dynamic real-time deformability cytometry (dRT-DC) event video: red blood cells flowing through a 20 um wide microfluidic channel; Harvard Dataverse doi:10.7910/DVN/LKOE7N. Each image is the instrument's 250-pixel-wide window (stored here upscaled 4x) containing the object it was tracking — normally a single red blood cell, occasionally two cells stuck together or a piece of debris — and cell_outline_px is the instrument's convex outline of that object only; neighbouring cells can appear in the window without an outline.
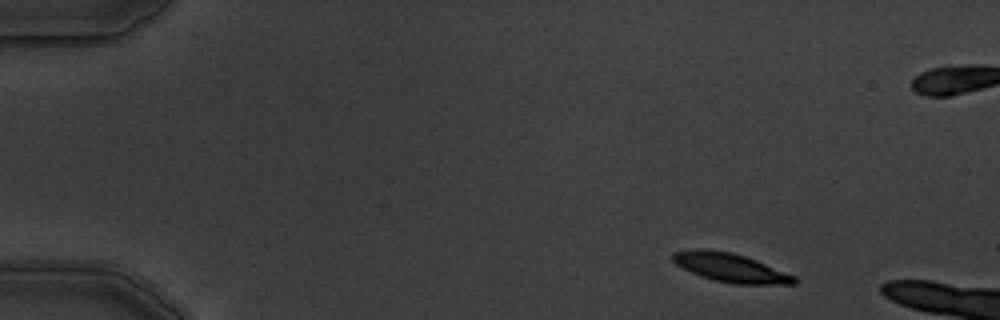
{"species": "common noctule bat (a hibernating species)", "species_latin": "Nyctalus noctula", "temperature_condition": "warm", "stored_images_in_passage": 3, "camera_frame_rate_fps": 3000, "um_per_image_px": 0.085, "animal": {"sex": "male", "body_mass_g": 19.5, "forearm_length_mm": 54.6}, "frame": {"image": 1, "passage_image": 1, "time_ms": 0.0, "image_size_px": [1000, 320], "cell_outline_px": [[796, 284], [736, 284], [712, 280], [700, 276], [676, 264], [672, 260], [672, 252], [732, 252], [756, 260], [796, 276]], "centroid_in_image_um": [62.19, 22.81], "position_along_channel_um": 22.8, "area_um2": 19.42}}